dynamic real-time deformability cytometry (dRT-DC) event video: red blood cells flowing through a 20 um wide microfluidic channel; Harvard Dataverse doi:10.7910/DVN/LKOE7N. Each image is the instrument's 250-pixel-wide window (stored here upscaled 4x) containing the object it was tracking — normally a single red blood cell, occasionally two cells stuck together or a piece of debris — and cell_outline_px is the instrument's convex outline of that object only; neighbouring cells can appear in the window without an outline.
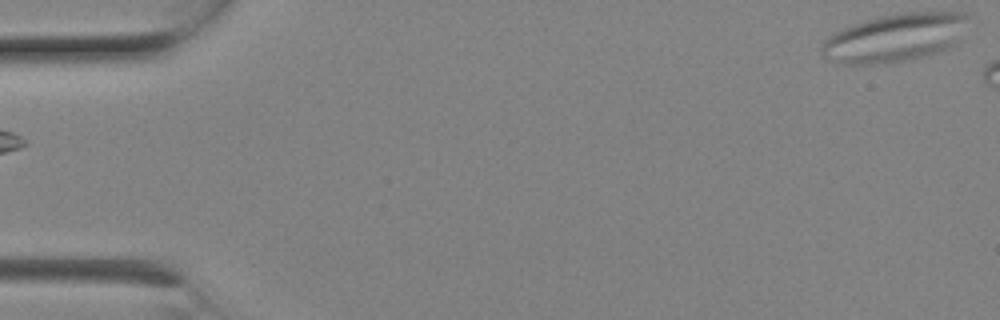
{"species": "Egyptian fruit bat (a non-hibernating species)", "species_latin": "Rousettus aegyptiacus", "temperature_condition": "room temperature", "stored_images_in_passage": 7, "camera_frame_rate_fps": 3000, "um_per_image_px": 0.085, "animal": {"sex": "female"}, "frame": {"image": 1, "passage_image": 7, "time_ms": 2.0, "image_size_px": [1000, 320], "cell_outline_px": [[972, 16], [960, 44], [952, 48], [940, 52], [904, 60], [872, 64], [844, 64], [832, 60], [824, 56], [820, 52], [820, 48], [824, 40], [828, 36], [852, 24], [864, 20], [880, 16], [900, 12], [968, 12]], "centroid_in_image_um": [76.19, 3.18], "position_along_channel_um": 8.8, "area_um2": 41.85}}